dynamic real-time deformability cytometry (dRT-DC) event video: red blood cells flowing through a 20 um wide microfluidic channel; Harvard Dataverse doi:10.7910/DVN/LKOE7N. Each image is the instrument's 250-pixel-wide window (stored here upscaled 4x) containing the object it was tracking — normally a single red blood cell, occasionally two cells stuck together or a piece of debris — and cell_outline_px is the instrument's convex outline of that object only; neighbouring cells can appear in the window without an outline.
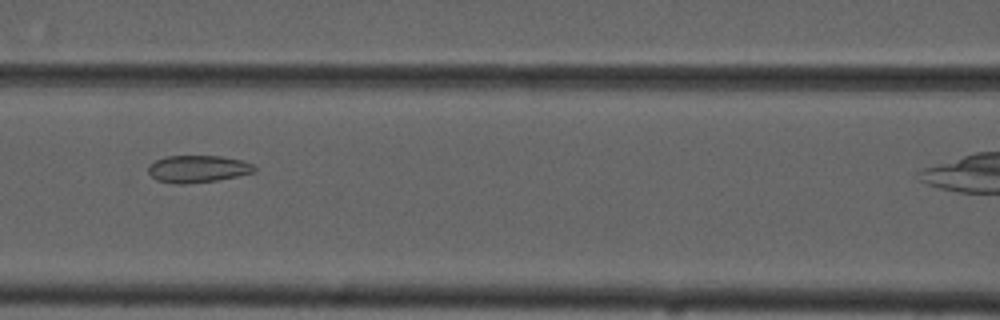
{"species": "common noctule bat (a hibernating species)", "species_latin": "Nyctalus noctula", "temperature_condition": "cold", "stored_images_in_passage": 7, "camera_frame_rate_fps": 3000, "um_per_image_px": 0.085, "animal": {"sex": "male", "forearm_length_mm": 52.5}, "frame": {"image": 1, "passage_image": 5, "time_ms": 4.667, "image_size_px": [1000, 320], "cell_outline_px": [[256, 172], [216, 180], [184, 184], [176, 184], [156, 180], [148, 172], [148, 164], [164, 156], [220, 156], [244, 160], [252, 164], [256, 168]], "centroid_in_image_um": [16.8, 14.35], "position_along_channel_um": 149.8, "area_um2": 16.88}}
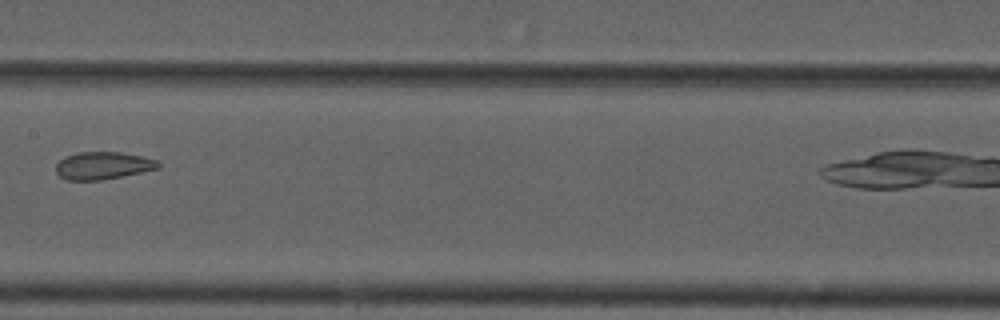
{"frame": {"image": 2, "passage_image": 6, "time_ms": 6.0, "image_size_px": [1000, 320], "cell_outline_px": [[160, 168], [104, 180], [68, 180], [60, 176], [56, 172], [56, 164], [64, 156], [76, 152], [120, 152], [144, 156], [156, 160], [160, 164]], "centroid_in_image_um": [8.75, 14.07], "position_along_channel_um": 198.7, "area_um2": 16.53}}